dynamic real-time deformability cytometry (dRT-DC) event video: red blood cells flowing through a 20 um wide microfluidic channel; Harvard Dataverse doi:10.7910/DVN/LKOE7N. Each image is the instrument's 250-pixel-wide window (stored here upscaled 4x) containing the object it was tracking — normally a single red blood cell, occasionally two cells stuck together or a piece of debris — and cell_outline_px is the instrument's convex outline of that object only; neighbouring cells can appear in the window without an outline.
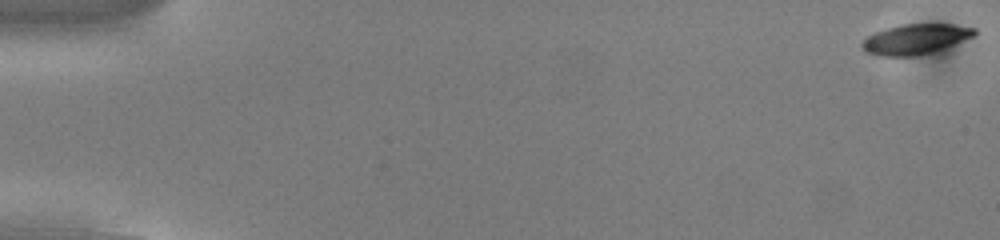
{"species": "common noctule bat (a hibernating species)", "species_latin": "Nyctalus noctula", "temperature_condition": "cold", "stored_images_in_passage": 54, "camera_frame_rate_fps": 3000, "um_per_image_px": 0.085, "animal": {"sex": "male", "body_mass_g": 13.0, "forearm_length_mm": 53.1}, "frame": {"image": 1, "passage_image": 1, "time_ms": 0.0, "image_size_px": [1000, 240], "cell_outline_px": [[976, 32], [972, 36], [944, 48], [932, 52], [916, 56], [880, 56], [868, 52], [860, 44], [868, 36], [876, 32], [900, 24], [952, 24], [976, 28]], "centroid_in_image_um": [77.81, 3.32], "position_along_channel_um": 7.2, "area_um2": 19.42}}
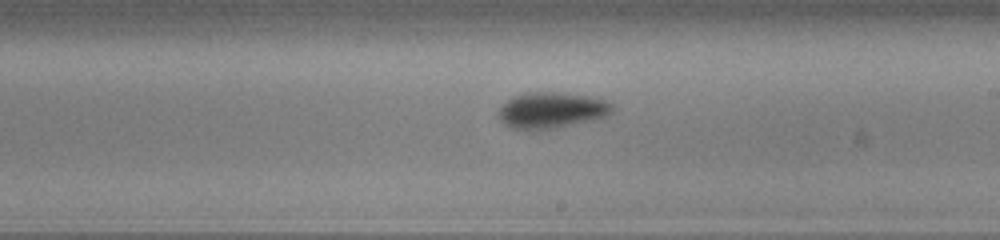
{"frame": {"image": 2, "passage_image": 32, "time_ms": 10.333, "image_size_px": [1000, 240], "cell_outline_px": [[612, 112], [608, 116], [592, 120], [556, 128], [532, 132], [528, 132], [512, 128], [504, 124], [500, 120], [500, 108], [512, 96], [528, 92], [564, 92], [588, 96], [604, 100], [612, 104]], "centroid_in_image_um": [46.86, 9.39], "position_along_channel_um": 242.1, "area_um2": 24.22}}
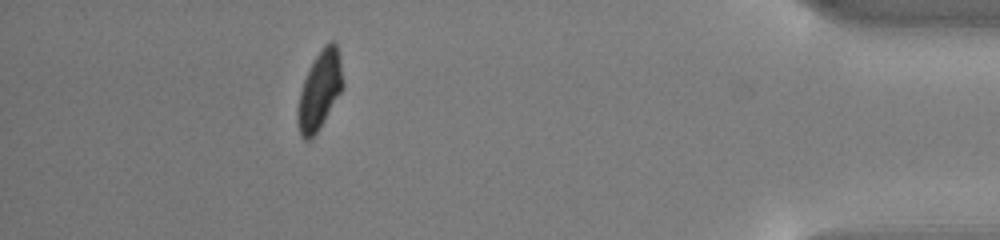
{"frame": {"image": 3, "passage_image": 49, "time_ms": 16.0, "image_size_px": [1000, 240], "cell_outline_px": [[344, 88], [312, 140], [304, 140], [300, 136], [296, 120], [296, 112], [300, 92], [304, 80], [312, 60], [324, 44], [332, 40], [336, 44], [340, 60], [344, 84]], "centroid_in_image_um": [27.15, 7.71], "position_along_channel_um": 408.0, "area_um2": 20.92}, "authors_computed_cell_mechanics": {"area_um2": 21.1259, "velocity_mm_per_s": 3.8257, "shape_relaxation_time_tau1_ms": 2.6066, "shape_relaxation_time_tau2_ms": null, "deformation_change_tau1": 0.1254, "deformation_change_tau2": null}}